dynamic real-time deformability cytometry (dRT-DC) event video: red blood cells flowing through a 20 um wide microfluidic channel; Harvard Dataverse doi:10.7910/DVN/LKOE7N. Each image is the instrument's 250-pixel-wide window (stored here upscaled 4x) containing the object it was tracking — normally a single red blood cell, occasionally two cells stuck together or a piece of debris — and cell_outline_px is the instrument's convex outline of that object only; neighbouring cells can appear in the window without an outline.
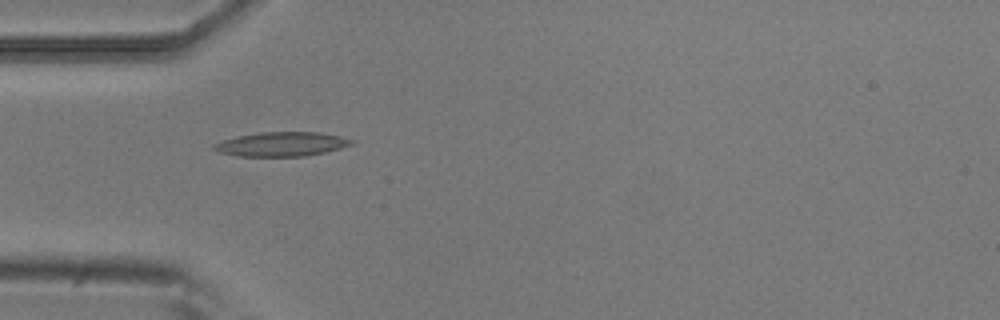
{"species": "common noctule bat (a hibernating species)", "species_latin": "Nyctalus noctula", "temperature_condition": "room temperature", "stored_images_in_passage": 6, "camera_frame_rate_fps": 3000, "um_per_image_px": 0.085, "animal": {"sex": "male", "body_mass_g": 20.5, "forearm_length_mm": 52.5}, "frame": {"image": 1, "passage_image": 5, "time_ms": 1.333, "image_size_px": [1000, 320], "cell_outline_px": [[356, 140], [352, 144], [340, 148], [324, 152], [304, 156], [236, 156], [220, 152], [212, 148], [212, 144], [236, 136], [260, 132], [320, 132], [340, 136]], "centroid_in_image_um": [23.93, 12.24], "position_along_channel_um": 61.1, "area_um2": 19.42}}
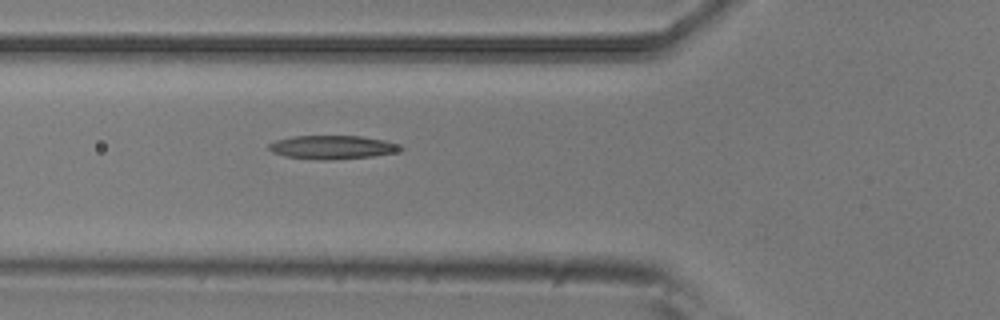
{"frame": {"image": 2, "passage_image": 6, "time_ms": 1.667, "image_size_px": [1000, 320], "cell_outline_px": [[404, 148], [396, 152], [372, 156], [332, 160], [324, 160], [284, 156], [272, 152], [268, 148], [268, 144], [276, 140], [292, 136], [360, 136], [384, 140], [400, 144]], "centroid_in_image_um": [28.24, 12.51], "position_along_channel_um": 97.6, "area_um2": 18.09}}